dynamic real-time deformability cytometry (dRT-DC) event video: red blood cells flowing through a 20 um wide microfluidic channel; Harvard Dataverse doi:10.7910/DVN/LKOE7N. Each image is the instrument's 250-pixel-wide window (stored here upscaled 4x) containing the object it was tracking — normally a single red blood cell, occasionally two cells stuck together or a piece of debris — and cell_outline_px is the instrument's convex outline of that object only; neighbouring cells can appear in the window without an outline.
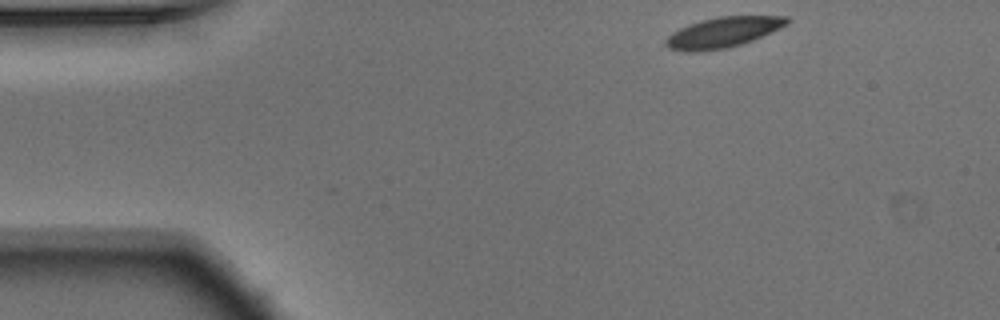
{"species": "Egyptian fruit bat (a non-hibernating species)", "species_latin": "Rousettus aegyptiacus", "temperature_condition": "warm", "stored_images_in_passage": 22, "camera_frame_rate_fps": 3000, "um_per_image_px": 0.085, "animal": {"sex": "male"}, "frame": {"image": 1, "passage_image": 1, "time_ms": 0.0, "image_size_px": [1000, 320], "cell_outline_px": [[792, 20], [788, 24], [752, 40], [728, 48], [696, 52], [688, 52], [668, 48], [664, 44], [664, 40], [672, 32], [688, 24], [700, 20], [720, 16], [788, 16]], "centroid_in_image_um": [61.43, 2.75], "position_along_channel_um": 23.6, "area_um2": 21.5}}
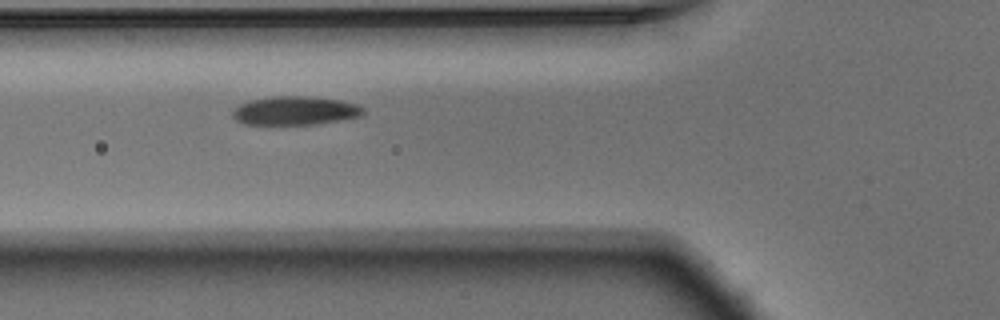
{"frame": {"image": 2, "passage_image": 13, "time_ms": 4.0, "image_size_px": [1000, 320], "cell_outline_px": [[364, 112], [360, 116], [312, 124], [244, 124], [236, 120], [232, 116], [232, 112], [240, 104], [248, 100], [272, 96], [308, 96], [340, 100], [356, 104], [364, 108]], "centroid_in_image_um": [25.04, 9.39], "position_along_channel_um": 100.8, "area_um2": 21.62}}
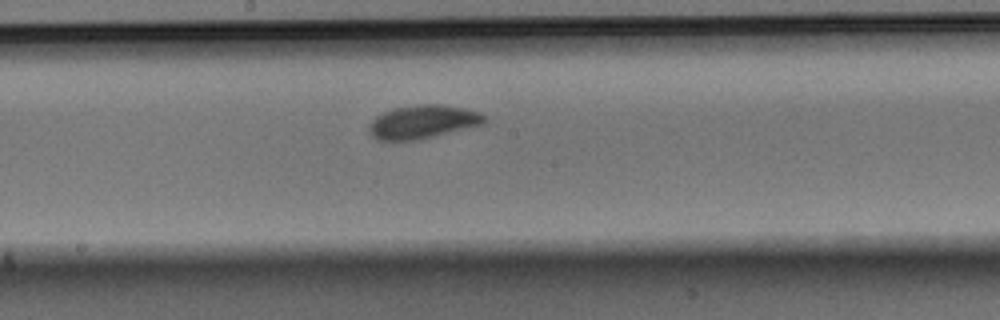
{"frame": {"image": 3, "passage_image": 22, "time_ms": 7.0, "image_size_px": [1000, 320], "cell_outline_px": [[484, 124], [416, 140], [376, 140], [372, 136], [368, 128], [372, 120], [376, 116], [392, 108], [416, 104], [440, 104], [464, 108], [480, 112], [484, 116]], "centroid_in_image_um": [35.91, 10.34], "position_along_channel_um": 212.3, "area_um2": 22.37}}